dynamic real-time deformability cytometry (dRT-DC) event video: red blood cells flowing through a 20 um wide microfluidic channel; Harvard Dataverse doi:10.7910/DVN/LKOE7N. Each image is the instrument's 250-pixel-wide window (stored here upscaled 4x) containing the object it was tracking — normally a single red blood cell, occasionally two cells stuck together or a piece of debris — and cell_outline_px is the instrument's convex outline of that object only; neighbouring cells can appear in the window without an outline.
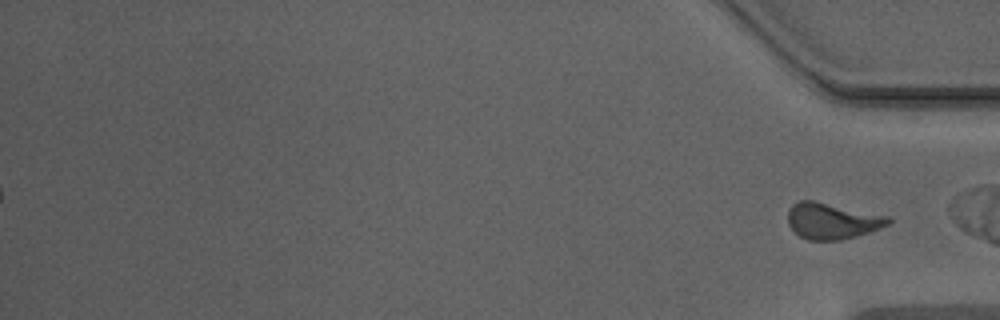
{"species": "Egyptian fruit bat (a non-hibernating species)", "species_latin": "Rousettus aegyptiacus", "temperature_condition": "warm", "stored_images_in_passage": 40, "segment_of_instrument_passage": [2, 2], "camera_frame_rate_fps": 3000, "um_per_image_px": 0.085, "animal": {"sex": "male"}, "frame": {"image": 1, "passage_image": 40, "time_ms": 13.0, "image_size_px": [1000, 320], "cell_outline_px": [[892, 220], [888, 224], [880, 228], [856, 236], [840, 240], [808, 240], [800, 236], [788, 224], [788, 208], [792, 204], [800, 200], [812, 200], [888, 216]], "centroid_in_image_um": [70.7, 18.77], "position_along_channel_um": 364.5, "area_um2": 20.92}}